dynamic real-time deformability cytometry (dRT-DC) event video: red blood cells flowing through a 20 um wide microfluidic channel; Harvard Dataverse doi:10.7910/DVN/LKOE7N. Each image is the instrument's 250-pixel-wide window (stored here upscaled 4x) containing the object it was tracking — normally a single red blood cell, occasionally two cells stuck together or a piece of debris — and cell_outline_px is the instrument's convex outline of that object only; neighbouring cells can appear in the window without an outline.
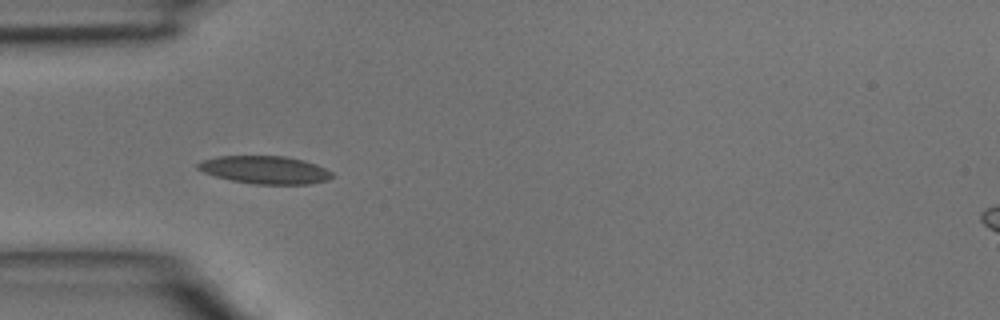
{"species": "common noctule bat (a hibernating species)", "species_latin": "Nyctalus noctula", "temperature_condition": "room temperature", "stored_images_in_passage": 9, "camera_frame_rate_fps": 3000, "um_per_image_px": 0.085, "animal": {"sex": "male", "body_mass_g": 15.6}, "frame": {"image": 1, "passage_image": 3, "time_ms": 0.667, "image_size_px": [1000, 320], "cell_outline_px": [[336, 176], [328, 180], [312, 184], [256, 184], [232, 180], [216, 176], [204, 172], [196, 168], [196, 164], [204, 160], [220, 156], [288, 156], [304, 160], [316, 164], [332, 172]], "centroid_in_image_um": [22.58, 14.44], "position_along_channel_um": 62.4, "area_um2": 21.79}}